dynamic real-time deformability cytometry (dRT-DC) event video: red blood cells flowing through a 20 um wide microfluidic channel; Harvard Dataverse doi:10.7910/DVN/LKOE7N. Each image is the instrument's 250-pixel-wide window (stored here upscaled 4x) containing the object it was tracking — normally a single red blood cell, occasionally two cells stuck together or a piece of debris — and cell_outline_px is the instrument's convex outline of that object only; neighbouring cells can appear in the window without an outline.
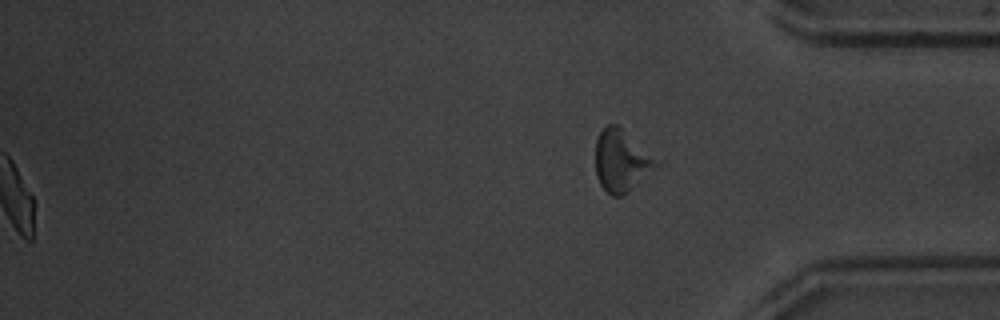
{"species": "common noctule bat (a hibernating species)", "species_latin": "Nyctalus noctula", "temperature_condition": "warm", "stored_images_in_passage": 40, "segment_of_instrument_passage": [2, 2], "camera_frame_rate_fps": 3000, "um_per_image_px": 0.085, "animal": {"sex": "male", "body_mass_g": 20.1, "forearm_length_mm": 53.5}, "frame": {"image": 1, "passage_image": 40, "time_ms": 13.0, "image_size_px": [1000, 320], "cell_outline_px": [[664, 160], [660, 164], [624, 196], [612, 196], [600, 184], [596, 176], [596, 140], [600, 132], [608, 124], [616, 124]], "centroid_in_image_um": [52.89, 13.65], "position_along_channel_um": 382.3, "area_um2": 22.43}}